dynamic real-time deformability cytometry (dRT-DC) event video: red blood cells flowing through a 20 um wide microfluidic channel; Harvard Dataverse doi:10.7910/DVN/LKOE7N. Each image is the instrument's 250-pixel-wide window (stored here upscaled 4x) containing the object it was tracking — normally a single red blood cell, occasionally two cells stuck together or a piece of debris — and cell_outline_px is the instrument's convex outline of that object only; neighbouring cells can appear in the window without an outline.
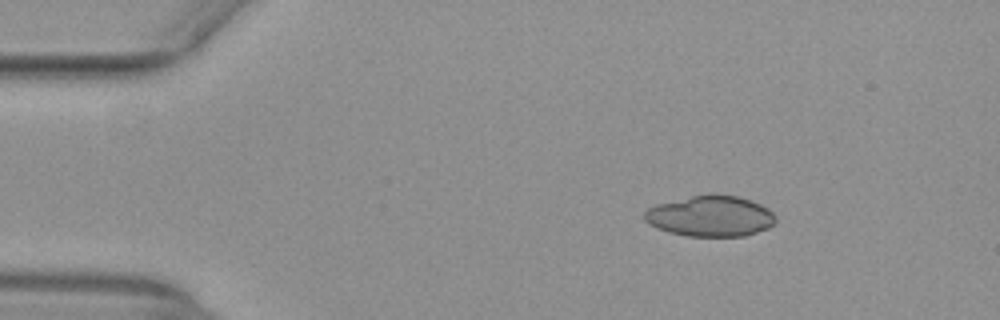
{"species": "common noctule bat (a hibernating species)", "species_latin": "Nyctalus noctula", "temperature_condition": "warm", "stored_images_in_passage": 45, "camera_frame_rate_fps": 3000, "um_per_image_px": 0.085, "animal": {"sex": "female", "body_mass_g": 29.2, "forearm_length_mm": 56.3}, "frame": {"image": 1, "passage_image": 1, "time_ms": 0.0, "image_size_px": [1000, 320], "cell_outline_px": [[776, 224], [768, 228], [744, 236], [684, 236], [668, 232], [656, 228], [648, 224], [644, 220], [644, 212], [648, 208], [656, 204], [708, 192], [716, 192], [736, 196], [752, 200], [768, 208], [776, 216]], "centroid_in_image_um": [60.39, 18.35], "position_along_channel_um": 24.6, "area_um2": 31.85}}